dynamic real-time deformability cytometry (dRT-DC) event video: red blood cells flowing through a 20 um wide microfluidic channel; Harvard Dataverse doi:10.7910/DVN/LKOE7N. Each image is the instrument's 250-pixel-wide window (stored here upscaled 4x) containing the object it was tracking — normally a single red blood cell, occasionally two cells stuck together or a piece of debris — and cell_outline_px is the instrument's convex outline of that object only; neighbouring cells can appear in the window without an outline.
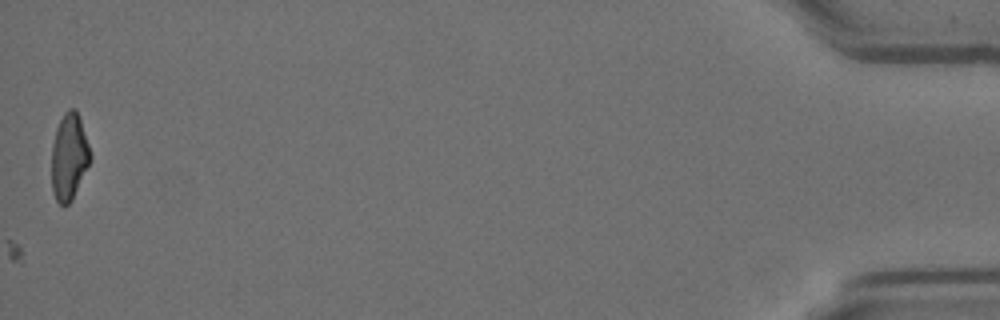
{"species": "Egyptian fruit bat (a non-hibernating species)", "species_latin": "Rousettus aegyptiacus", "temperature_condition": "room temperature", "stored_images_in_passage": 42, "camera_frame_rate_fps": 3000, "um_per_image_px": 0.085, "animal": {"sex": "female"}, "frame": {"image": 1, "passage_image": 42, "time_ms": 13.667, "image_size_px": [1000, 320], "cell_outline_px": [[92, 160], [72, 200], [64, 208], [56, 200], [52, 192], [52, 144], [56, 128], [64, 112], [68, 108], [76, 108], [92, 156]], "centroid_in_image_um": [5.88, 13.36], "position_along_channel_um": 429.3, "area_um2": 19.71}}